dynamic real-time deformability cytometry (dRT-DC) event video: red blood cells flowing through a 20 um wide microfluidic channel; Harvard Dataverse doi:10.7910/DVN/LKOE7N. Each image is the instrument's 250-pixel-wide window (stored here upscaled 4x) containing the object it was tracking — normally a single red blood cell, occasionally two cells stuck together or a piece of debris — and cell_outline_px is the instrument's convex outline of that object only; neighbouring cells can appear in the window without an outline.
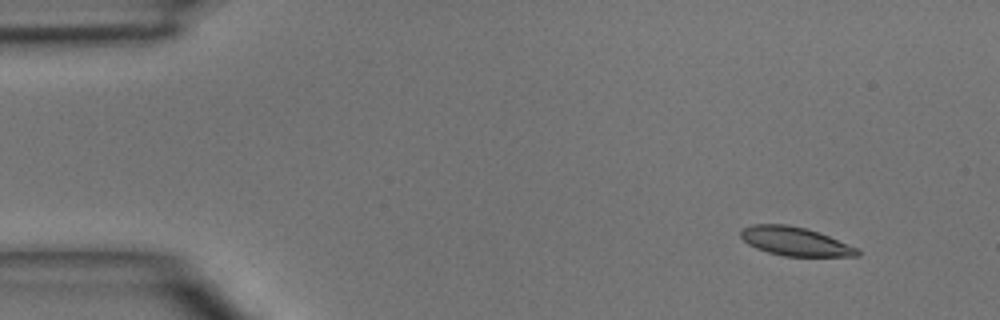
{"species": "common noctule bat (a hibernating species)", "species_latin": "Nyctalus noctula", "temperature_condition": "room temperature", "stored_images_in_passage": 4, "camera_frame_rate_fps": 3000, "um_per_image_px": 0.085, "animal": {"sex": "male", "body_mass_g": 15.6}, "frame": {"image": 1, "passage_image": 1, "time_ms": 0.0, "image_size_px": [1000, 320], "cell_outline_px": [[860, 256], [784, 256], [768, 252], [756, 248], [748, 244], [740, 236], [740, 228], [752, 224], [788, 224], [804, 228], [828, 236], [860, 248]], "centroid_in_image_um": [67.57, 20.51], "position_along_channel_um": 17.4, "area_um2": 19.54}}